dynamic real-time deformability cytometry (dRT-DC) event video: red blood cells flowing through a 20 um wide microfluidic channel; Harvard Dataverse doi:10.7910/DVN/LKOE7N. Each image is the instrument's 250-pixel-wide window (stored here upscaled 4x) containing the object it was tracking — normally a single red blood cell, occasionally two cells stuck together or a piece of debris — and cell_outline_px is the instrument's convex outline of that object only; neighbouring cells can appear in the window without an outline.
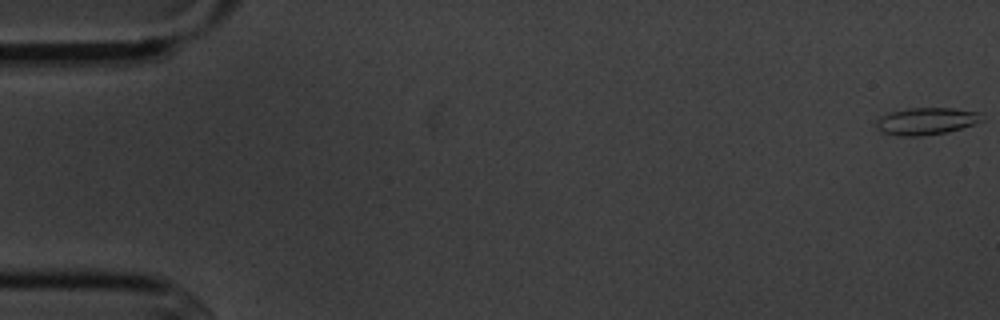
{"species": "common noctule bat (a hibernating species)", "species_latin": "Nyctalus noctula", "temperature_condition": "cold", "stored_images_in_passage": 5, "camera_frame_rate_fps": 3000, "um_per_image_px": 0.085, "animal": {"sex": "male", "body_mass_g": 20.1, "forearm_length_mm": 53.5}, "frame": {"image": 1, "passage_image": 5, "time_ms": 4.667, "image_size_px": [1000, 320], "cell_outline_px": [[984, 120], [948, 132], [920, 136], [900, 136], [880, 132], [876, 128], [876, 120], [880, 116], [892, 112], [908, 108], [952, 108], [980, 112], [984, 116]], "centroid_in_image_um": [78.72, 10.3], "position_along_channel_um": 6.3, "area_um2": 16.76}}